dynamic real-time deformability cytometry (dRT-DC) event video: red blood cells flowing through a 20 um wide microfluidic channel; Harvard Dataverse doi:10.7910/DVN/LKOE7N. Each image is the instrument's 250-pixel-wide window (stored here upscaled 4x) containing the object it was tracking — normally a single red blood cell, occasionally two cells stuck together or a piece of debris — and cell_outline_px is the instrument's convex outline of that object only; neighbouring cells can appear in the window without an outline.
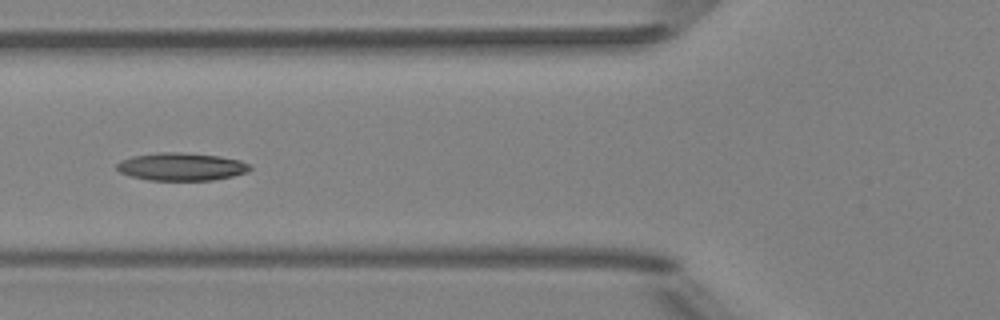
{"species": "Egyptian fruit bat (a non-hibernating species)", "species_latin": "Rousettus aegyptiacus", "temperature_condition": "room temperature", "stored_images_in_passage": 5, "camera_frame_rate_fps": 3000, "um_per_image_px": 0.085, "animal": {"sex": "female"}, "frame": {"image": 1, "passage_image": 5, "time_ms": 5.333, "image_size_px": [1000, 320], "cell_outline_px": [[252, 168], [248, 172], [232, 176], [212, 180], [148, 180], [132, 176], [120, 172], [116, 168], [116, 164], [120, 160], [132, 156], [156, 152], [180, 152], [220, 156], [240, 160], [248, 164]], "centroid_in_image_um": [15.4, 14.16], "position_along_channel_um": 110.4, "area_um2": 21.62}}